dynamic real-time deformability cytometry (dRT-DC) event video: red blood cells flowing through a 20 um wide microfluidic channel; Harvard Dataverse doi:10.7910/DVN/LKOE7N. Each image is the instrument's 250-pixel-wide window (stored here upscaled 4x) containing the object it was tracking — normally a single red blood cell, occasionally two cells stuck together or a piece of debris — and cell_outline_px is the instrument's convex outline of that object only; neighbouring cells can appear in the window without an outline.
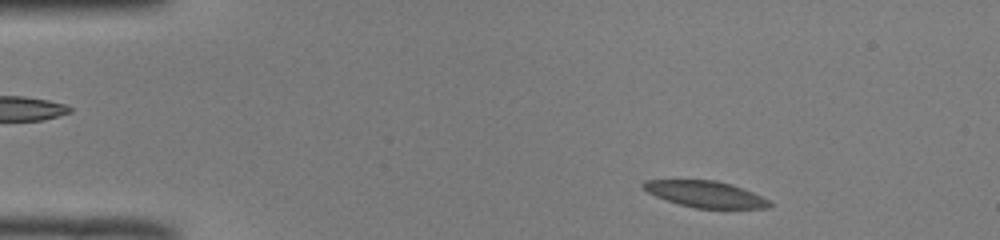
{"species": "common noctule bat (a hibernating species)", "species_latin": "Nyctalus noctula", "temperature_condition": "room temperature", "stored_images_in_passage": 47, "camera_frame_rate_fps": 3000, "um_per_image_px": 0.085, "animal": {"sex": "male", "body_mass_g": 19.0, "forearm_length_mm": 50.8}, "frame": {"image": 1, "passage_image": 3, "time_ms": 0.667, "image_size_px": [1000, 240], "cell_outline_px": [[772, 204], [768, 208], [696, 208], [680, 204], [656, 196], [648, 192], [640, 184], [644, 180], [716, 180], [732, 184], [752, 192], [768, 200]], "centroid_in_image_um": [59.95, 16.49], "position_along_channel_um": 25.1, "area_um2": 19.13}}
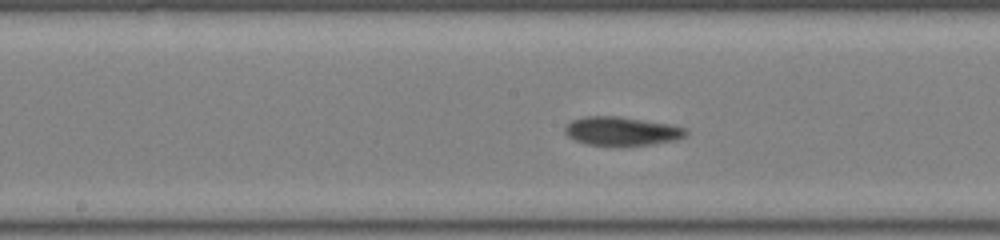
{"frame": {"image": 2, "passage_image": 22, "time_ms": 7.0, "image_size_px": [1000, 240], "cell_outline_px": [[688, 132], [684, 136], [676, 140], [652, 144], [584, 144], [568, 136], [564, 132], [564, 128], [572, 120], [584, 116], [616, 116], [668, 124], [688, 128]], "centroid_in_image_um": [52.84, 11.13], "position_along_channel_um": 195.4, "area_um2": 19.77}}
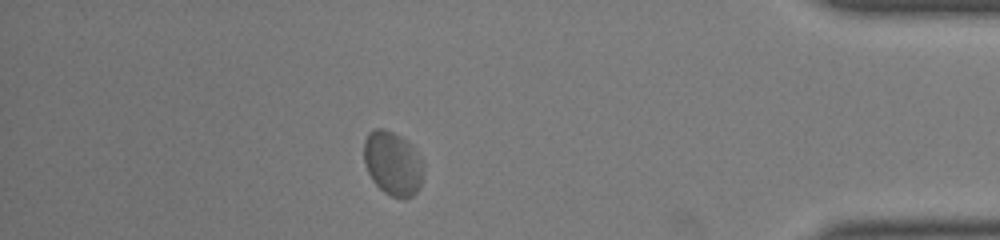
{"frame": {"image": 3, "passage_image": 41, "time_ms": 13.333, "image_size_px": [1000, 240], "cell_outline_px": [[424, 172], [420, 188], [412, 196], [404, 200], [392, 196], [384, 192], [372, 180], [364, 164], [364, 140], [368, 132], [372, 128], [384, 128], [408, 140], [412, 144], [424, 164]], "centroid_in_image_um": [33.4, 13.88], "position_along_channel_um": 401.8, "area_um2": 22.72}, "authors_computed_cell_mechanics": {"area_um2": 20.6346, "velocity_mm_per_s": 3.8701, "shape_relaxation_time_tau1_ms": 9.6987, "shape_relaxation_time_tau2_ms": 1.727, "deformation_change_tau1": 0.1449, "deformation_change_tau2": 0.0582}}